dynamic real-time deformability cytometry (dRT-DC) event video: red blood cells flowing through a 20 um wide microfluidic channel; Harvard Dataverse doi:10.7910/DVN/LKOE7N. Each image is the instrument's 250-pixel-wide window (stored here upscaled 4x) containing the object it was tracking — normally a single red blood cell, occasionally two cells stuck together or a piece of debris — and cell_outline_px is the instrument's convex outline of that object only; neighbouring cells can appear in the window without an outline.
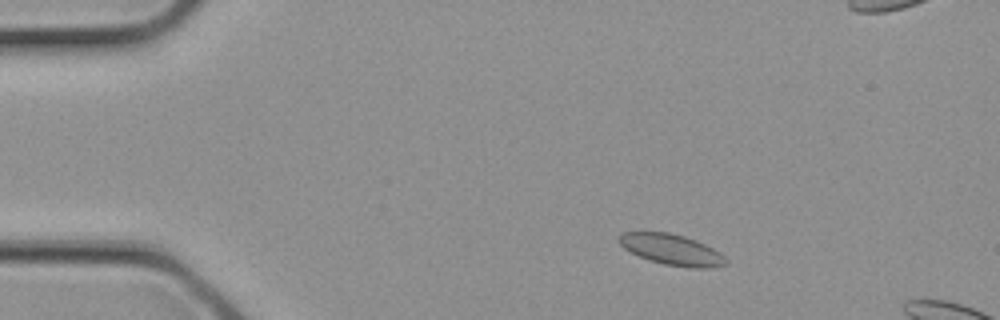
{"species": "common noctule bat (a hibernating species)", "species_latin": "Nyctalus noctula", "temperature_condition": "cold", "stored_images_in_passage": 3, "camera_frame_rate_fps": 3000, "um_per_image_px": 0.085, "animal": {"sex": "female", "body_mass_g": 21.9}, "frame": {"image": 1, "passage_image": 1, "time_ms": 0.0, "image_size_px": [1000, 320], "cell_outline_px": [[728, 264], [712, 268], [688, 268], [664, 264], [648, 260], [624, 248], [616, 240], [616, 236], [620, 232], [668, 232], [684, 236], [696, 240], [720, 252], [728, 260]], "centroid_in_image_um": [57.08, 21.22], "position_along_channel_um": 27.9, "area_um2": 19.42}}